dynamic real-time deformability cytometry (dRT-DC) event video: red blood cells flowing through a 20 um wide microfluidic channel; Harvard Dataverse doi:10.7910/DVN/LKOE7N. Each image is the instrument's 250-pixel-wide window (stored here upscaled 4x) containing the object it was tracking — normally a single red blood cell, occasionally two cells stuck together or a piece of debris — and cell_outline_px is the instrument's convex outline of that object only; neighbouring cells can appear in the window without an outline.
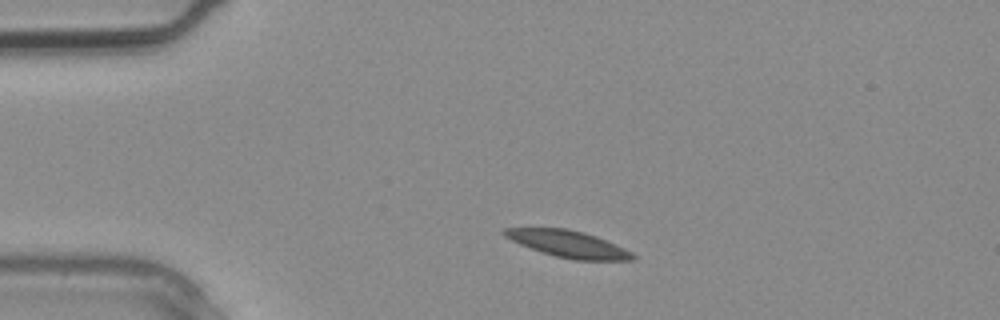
{"species": "common noctule bat (a hibernating species)", "species_latin": "Nyctalus noctula", "temperature_condition": "warm", "stored_images_in_passage": 1, "camera_frame_rate_fps": 3000, "um_per_image_px": 0.085, "animal": {"sex": "male", "body_mass_g": 20.4}, "frame": {"image": 1, "passage_image": 1, "time_ms": 0.0, "image_size_px": [1000, 320], "cell_outline_px": [[636, 260], [576, 260], [556, 256], [520, 244], [504, 236], [500, 232], [504, 228], [568, 228], [584, 232], [596, 236], [616, 244], [632, 252], [636, 256]], "centroid_in_image_um": [48.33, 20.73], "position_along_channel_um": 36.7, "area_um2": 19.88}}